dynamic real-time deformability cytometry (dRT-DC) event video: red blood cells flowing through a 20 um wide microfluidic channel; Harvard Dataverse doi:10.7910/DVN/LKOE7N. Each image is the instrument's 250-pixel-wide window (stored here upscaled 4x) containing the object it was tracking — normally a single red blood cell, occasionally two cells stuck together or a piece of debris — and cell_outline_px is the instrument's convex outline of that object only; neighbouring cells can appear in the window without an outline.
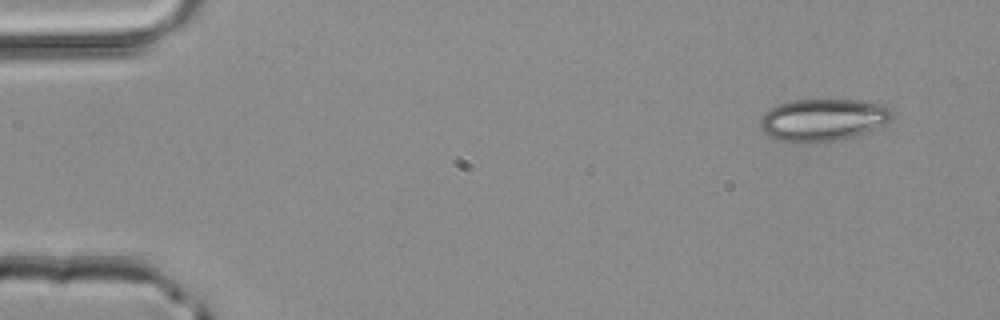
{"species": "common noctule bat (a hibernating species)", "species_latin": "Nyctalus noctula", "temperature_condition": "room temperature", "stored_images_in_passage": 3, "camera_frame_rate_fps": 3000, "um_per_image_px": 0.085, "animal": {"sex": "male", "body_mass_g": 20.4}, "frame": {"image": 1, "passage_image": 1, "time_ms": 0.0, "image_size_px": [1000, 320], "cell_outline_px": [[892, 116], [884, 124], [864, 132], [852, 136], [836, 140], [804, 144], [780, 140], [768, 136], [760, 128], [760, 120], [764, 112], [780, 104], [796, 100], [856, 100], [884, 104], [892, 112]], "centroid_in_image_um": [69.91, 10.19], "position_along_channel_um": 15.1, "area_um2": 32.19}}